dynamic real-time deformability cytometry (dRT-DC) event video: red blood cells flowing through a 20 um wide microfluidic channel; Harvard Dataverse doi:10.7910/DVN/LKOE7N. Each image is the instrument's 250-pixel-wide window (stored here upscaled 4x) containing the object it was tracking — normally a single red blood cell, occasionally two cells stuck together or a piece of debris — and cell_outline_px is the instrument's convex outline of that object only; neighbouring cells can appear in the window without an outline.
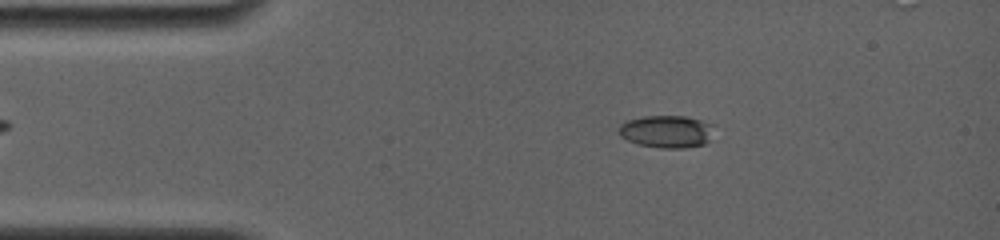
{"species": "common noctule bat (a hibernating species)", "species_latin": "Nyctalus noctula", "temperature_condition": "room temperature", "stored_images_in_passage": 5, "camera_frame_rate_fps": 4000, "um_per_image_px": 0.085, "animal": {"sex": "female", "body_mass_g": 19.0, "forearm_length_mm": 56.7}, "frame": {"image": 1, "passage_image": 2, "time_ms": 0.75, "image_size_px": [1000, 240], "cell_outline_px": [[712, 124], [708, 140], [704, 144], [684, 148], [660, 148], [636, 144], [620, 136], [620, 124], [624, 120], [644, 116], [688, 116]], "centroid_in_image_um": [56.61, 11.17], "position_along_channel_um": 28.4, "area_um2": 17.92}}